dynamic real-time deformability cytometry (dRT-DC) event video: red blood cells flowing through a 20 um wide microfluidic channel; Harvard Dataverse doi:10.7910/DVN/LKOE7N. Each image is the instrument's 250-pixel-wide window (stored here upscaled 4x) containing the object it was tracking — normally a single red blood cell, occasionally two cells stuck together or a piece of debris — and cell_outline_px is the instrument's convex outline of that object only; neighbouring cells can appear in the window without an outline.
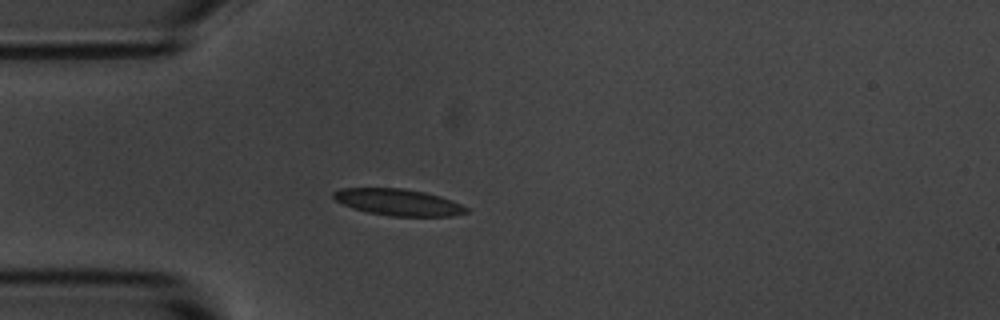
{"species": "common noctule bat (a hibernating species)", "species_latin": "Nyctalus noctula", "temperature_condition": "room temperature", "stored_images_in_passage": 3, "camera_frame_rate_fps": 3000, "um_per_image_px": 0.085, "animal": {"sex": "male", "body_mass_g": 20.1, "forearm_length_mm": 53.5}, "frame": {"image": 1, "passage_image": 3, "time_ms": 2.333, "image_size_px": [1000, 320], "cell_outline_px": [[468, 212], [452, 216], [388, 216], [368, 212], [352, 208], [336, 200], [332, 196], [332, 192], [340, 188], [404, 188], [424, 192], [440, 196], [452, 200], [468, 208]], "centroid_in_image_um": [33.84, 17.19], "position_along_channel_um": 51.2, "area_um2": 20.58}}